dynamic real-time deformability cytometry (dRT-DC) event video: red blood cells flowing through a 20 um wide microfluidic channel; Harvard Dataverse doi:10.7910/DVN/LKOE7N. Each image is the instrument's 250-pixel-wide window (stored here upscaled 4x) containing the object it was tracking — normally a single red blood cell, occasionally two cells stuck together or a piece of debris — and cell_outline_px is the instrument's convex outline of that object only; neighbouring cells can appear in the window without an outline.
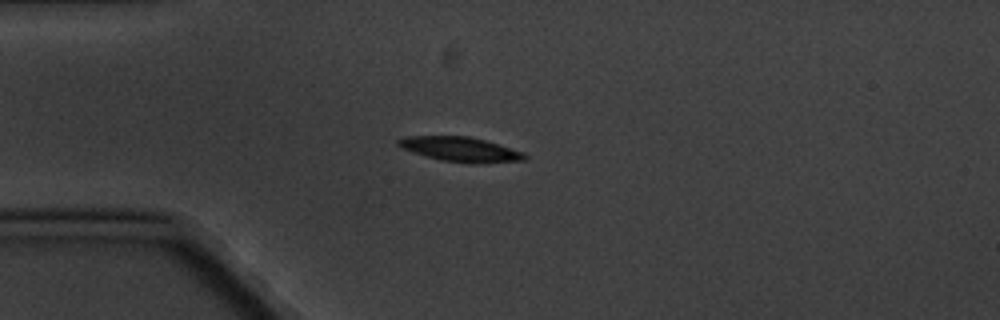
{"species": "common noctule bat (a hibernating species)", "species_latin": "Nyctalus noctula", "temperature_condition": "cold", "stored_images_in_passage": 4, "camera_frame_rate_fps": 3000, "um_per_image_px": 0.085, "animal": {"sex": "male", "body_mass_g": 20.1, "forearm_length_mm": 53.5}, "frame": {"image": 1, "passage_image": 4, "time_ms": 3.333, "image_size_px": [1000, 320], "cell_outline_px": [[528, 156], [524, 160], [472, 164], [444, 160], [412, 152], [400, 148], [396, 144], [396, 140], [404, 136], [468, 136], [484, 140], [524, 152]], "centroid_in_image_um": [39.11, 12.68], "position_along_channel_um": 45.9, "area_um2": 18.03}}